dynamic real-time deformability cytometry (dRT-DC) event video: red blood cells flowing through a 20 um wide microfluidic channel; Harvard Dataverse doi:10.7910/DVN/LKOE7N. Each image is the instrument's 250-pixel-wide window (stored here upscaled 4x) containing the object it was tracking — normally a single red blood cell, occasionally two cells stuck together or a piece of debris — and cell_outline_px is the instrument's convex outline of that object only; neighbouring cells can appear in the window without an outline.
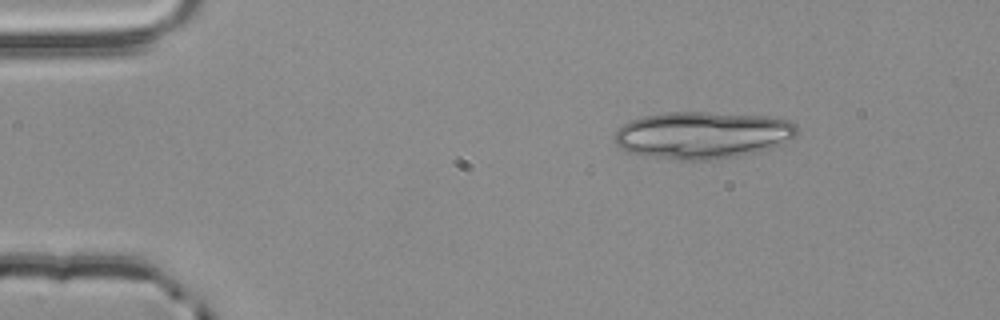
{"species": "common noctule bat (a hibernating species)", "species_latin": "Nyctalus noctula", "temperature_condition": "room temperature", "stored_images_in_passage": 13, "camera_frame_rate_fps": 3000, "um_per_image_px": 0.085, "animal": {"sex": "male", "body_mass_g": 20.4}, "frame": {"image": 1, "passage_image": 1, "time_ms": 0.0, "image_size_px": [1000, 320], "cell_outline_px": [[796, 136], [784, 144], [752, 152], [712, 160], [676, 160], [628, 152], [616, 144], [616, 128], [628, 120], [644, 116], [664, 112], [708, 112], [768, 116], [788, 120], [796, 124]], "centroid_in_image_um": [59.7, 11.46], "position_along_channel_um": 25.3, "area_um2": 50.0}}